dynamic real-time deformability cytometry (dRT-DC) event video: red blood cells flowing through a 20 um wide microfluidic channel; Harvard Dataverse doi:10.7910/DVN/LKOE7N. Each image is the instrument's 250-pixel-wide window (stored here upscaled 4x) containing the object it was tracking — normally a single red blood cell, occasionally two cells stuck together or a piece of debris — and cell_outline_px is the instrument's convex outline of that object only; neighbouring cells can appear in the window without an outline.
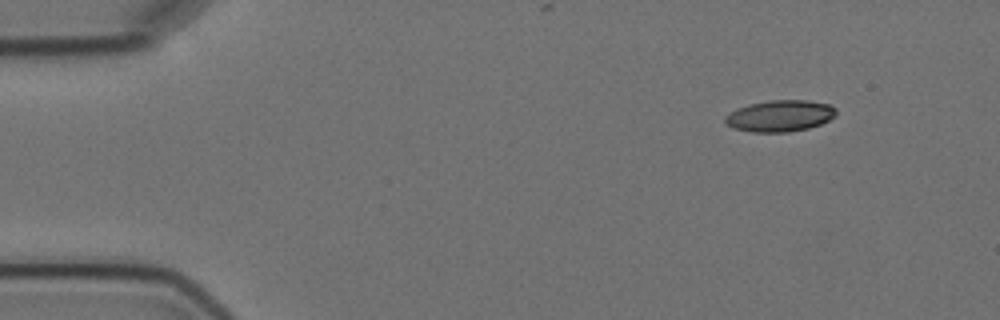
{"species": "Egyptian fruit bat (a non-hibernating species)", "species_latin": "Rousettus aegyptiacus", "temperature_condition": "cold", "stored_images_in_passage": 4, "camera_frame_rate_fps": 3000, "um_per_image_px": 0.085, "animal": {"sex": "female"}, "frame": {"image": 1, "passage_image": 1, "time_ms": 0.0, "image_size_px": [1000, 320], "cell_outline_px": [[836, 116], [820, 124], [808, 128], [788, 132], [752, 132], [732, 128], [724, 120], [724, 116], [748, 104], [768, 100], [808, 100], [828, 104], [836, 108]], "centroid_in_image_um": [66.31, 9.85], "position_along_channel_um": 18.7, "area_um2": 20.29}}
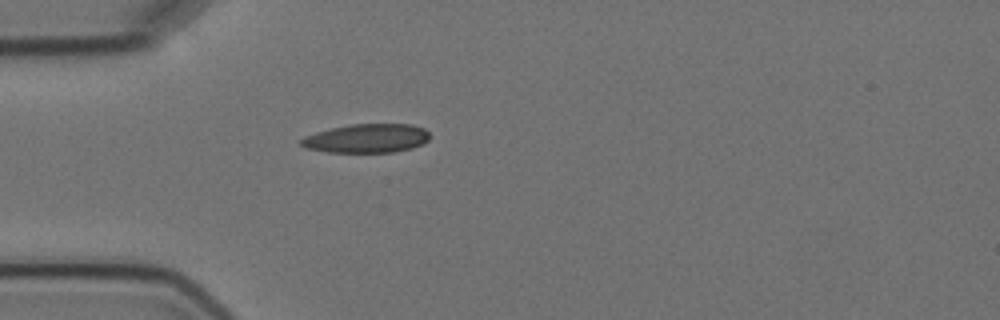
{"frame": {"image": 2, "passage_image": 4, "time_ms": 3.333, "image_size_px": [1000, 320], "cell_outline_px": [[428, 140], [424, 144], [412, 148], [396, 152], [328, 152], [304, 148], [300, 144], [300, 140], [304, 136], [316, 132], [332, 128], [352, 124], [412, 124], [424, 128], [428, 132]], "centroid_in_image_um": [31.17, 11.76], "position_along_channel_um": 53.8, "area_um2": 21.73}}